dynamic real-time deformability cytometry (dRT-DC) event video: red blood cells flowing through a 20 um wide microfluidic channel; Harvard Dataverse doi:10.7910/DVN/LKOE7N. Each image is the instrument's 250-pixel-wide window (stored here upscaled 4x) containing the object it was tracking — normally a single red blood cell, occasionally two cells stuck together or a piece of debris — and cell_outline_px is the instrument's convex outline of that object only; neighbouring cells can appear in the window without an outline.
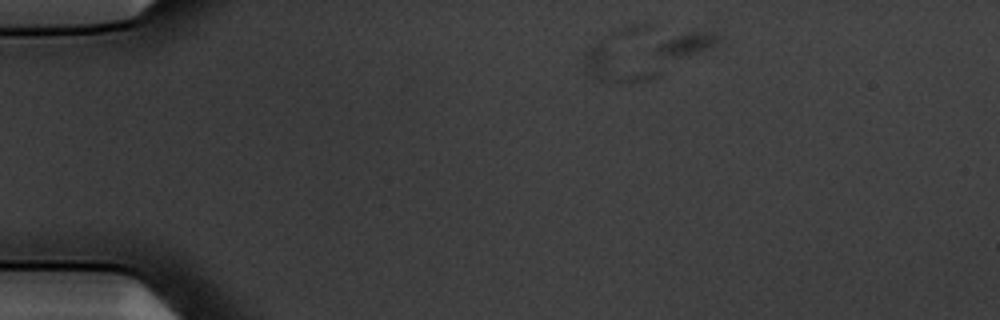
{"species": "common noctule bat (a hibernating species)", "species_latin": "Nyctalus noctula", "temperature_condition": "warm", "stored_images_in_passage": 5, "camera_frame_rate_fps": 3000, "um_per_image_px": 0.085, "animal": {"sex": "male", "body_mass_g": 20.1, "forearm_length_mm": 53.5}, "frame": {"image": 1, "passage_image": 1, "time_ms": 0.0, "image_size_px": [1000, 320], "cell_outline_px": [[660, 76], [644, 80], [600, 80], [588, 76], [584, 64], [584, 52], [596, 44], [600, 44], [656, 72]], "centroid_in_image_um": [52.19, 5.6], "position_along_channel_um": 32.8, "area_um2": 12.2}}